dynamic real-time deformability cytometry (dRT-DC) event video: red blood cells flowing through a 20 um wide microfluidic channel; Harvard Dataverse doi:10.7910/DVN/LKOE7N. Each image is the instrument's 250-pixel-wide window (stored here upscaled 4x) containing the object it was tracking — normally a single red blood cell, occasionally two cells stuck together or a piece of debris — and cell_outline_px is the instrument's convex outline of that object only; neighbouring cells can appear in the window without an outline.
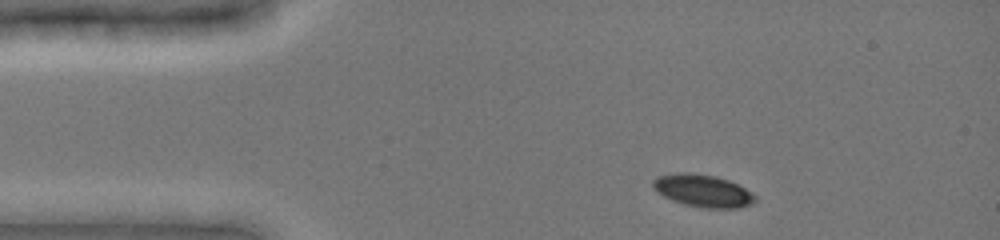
{"species": "common noctule bat (a hibernating species)", "species_latin": "Nyctalus noctula", "temperature_condition": "cold", "stored_images_in_passage": 6, "camera_frame_rate_fps": 3000, "um_per_image_px": 0.085, "animal": {"sex": "female", "body_mass_g": 19.0, "forearm_length_mm": 51.5}, "frame": {"image": 1, "passage_image": 1, "time_ms": 0.0, "image_size_px": [1000, 240], "cell_outline_px": [[756, 200], [752, 204], [740, 208], [704, 208], [684, 204], [672, 200], [656, 192], [652, 188], [652, 180], [660, 176], [676, 172], [692, 172], [716, 176], [728, 180], [744, 188], [756, 196]], "centroid_in_image_um": [59.72, 16.21], "position_along_channel_um": 25.3, "area_um2": 19.42}}
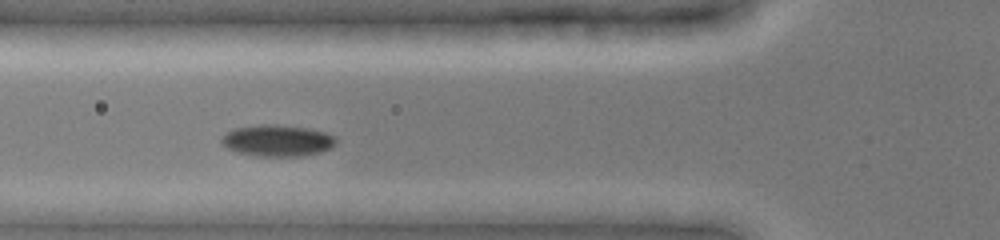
{"frame": {"image": 2, "passage_image": 4, "time_ms": 3.333, "image_size_px": [1000, 240], "cell_outline_px": [[336, 144], [332, 148], [320, 152], [304, 156], [260, 156], [236, 152], [228, 148], [220, 140], [224, 132], [236, 128], [260, 124], [276, 124], [308, 128], [324, 132], [336, 136]], "centroid_in_image_um": [23.59, 11.94], "position_along_channel_um": 102.2, "area_um2": 21.15}}
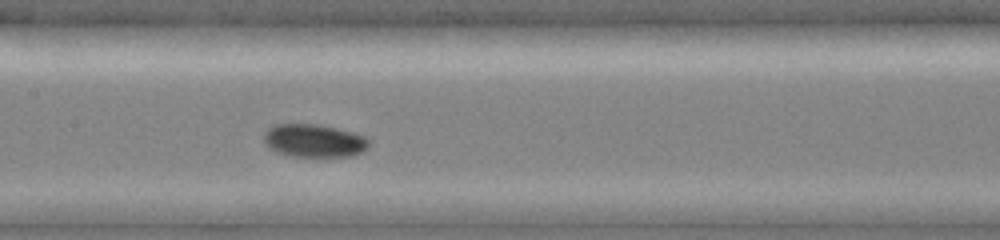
{"frame": {"image": 3, "passage_image": 6, "time_ms": 5.333, "image_size_px": [1000, 240], "cell_outline_px": [[368, 148], [352, 156], [288, 156], [276, 152], [264, 144], [264, 132], [268, 128], [276, 124], [320, 124], [352, 132], [364, 136], [368, 140]], "centroid_in_image_um": [26.65, 11.95], "position_along_channel_um": 180.7, "area_um2": 20.23}}